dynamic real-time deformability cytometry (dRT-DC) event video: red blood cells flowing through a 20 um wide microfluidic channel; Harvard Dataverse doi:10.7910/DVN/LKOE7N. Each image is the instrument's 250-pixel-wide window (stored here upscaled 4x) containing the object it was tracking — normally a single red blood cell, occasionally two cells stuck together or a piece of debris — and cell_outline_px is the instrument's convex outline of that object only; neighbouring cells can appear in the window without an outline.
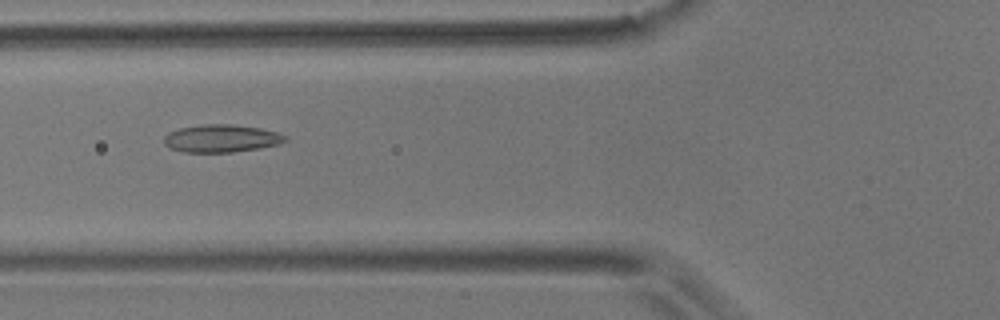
{"species": "common noctule bat (a hibernating species)", "species_latin": "Nyctalus noctula", "temperature_condition": "room temperature", "stored_images_in_passage": 8, "camera_frame_rate_fps": 3000, "um_per_image_px": 0.085, "animal": {"sex": "male", "body_mass_g": 17.9}, "frame": {"image": 1, "passage_image": 6, "time_ms": 6.0, "image_size_px": [1000, 320], "cell_outline_px": [[288, 140], [280, 144], [260, 148], [232, 152], [184, 152], [168, 148], [164, 144], [164, 136], [168, 132], [180, 128], [204, 124], [232, 124], [260, 128], [276, 132], [288, 136]], "centroid_in_image_um": [18.82, 11.77], "position_along_channel_um": 107.0, "area_um2": 19.71}}
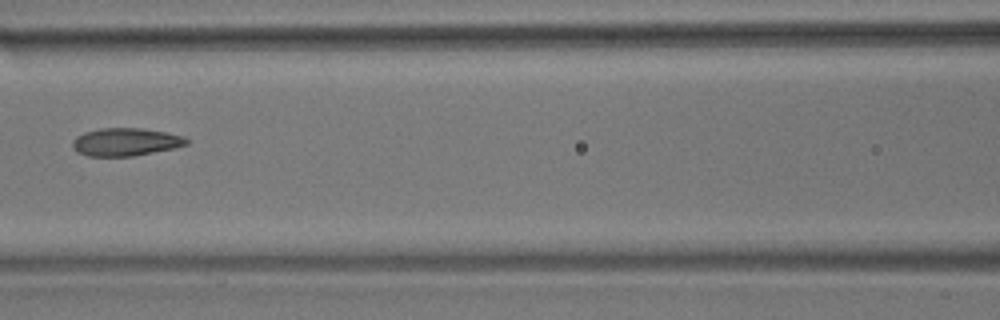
{"frame": {"image": 2, "passage_image": 7, "time_ms": 7.333, "image_size_px": [1000, 320], "cell_outline_px": [[188, 144], [176, 148], [132, 156], [88, 156], [76, 152], [72, 148], [72, 140], [76, 136], [84, 132], [100, 128], [140, 128], [164, 132], [184, 136], [188, 140]], "centroid_in_image_um": [10.65, 12.07], "position_along_channel_um": 156.0, "area_um2": 18.61}}
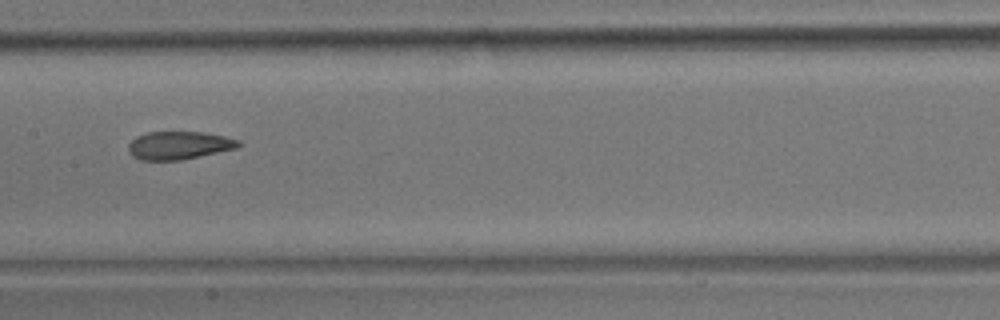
{"frame": {"image": 3, "passage_image": 8, "time_ms": 8.333, "image_size_px": [1000, 320], "cell_outline_px": [[240, 144], [236, 148], [180, 160], [140, 160], [132, 156], [128, 152], [128, 144], [136, 136], [148, 132], [204, 132], [224, 136], [240, 140]], "centroid_in_image_um": [15.17, 12.35], "position_along_channel_um": 192.2, "area_um2": 17.92}}